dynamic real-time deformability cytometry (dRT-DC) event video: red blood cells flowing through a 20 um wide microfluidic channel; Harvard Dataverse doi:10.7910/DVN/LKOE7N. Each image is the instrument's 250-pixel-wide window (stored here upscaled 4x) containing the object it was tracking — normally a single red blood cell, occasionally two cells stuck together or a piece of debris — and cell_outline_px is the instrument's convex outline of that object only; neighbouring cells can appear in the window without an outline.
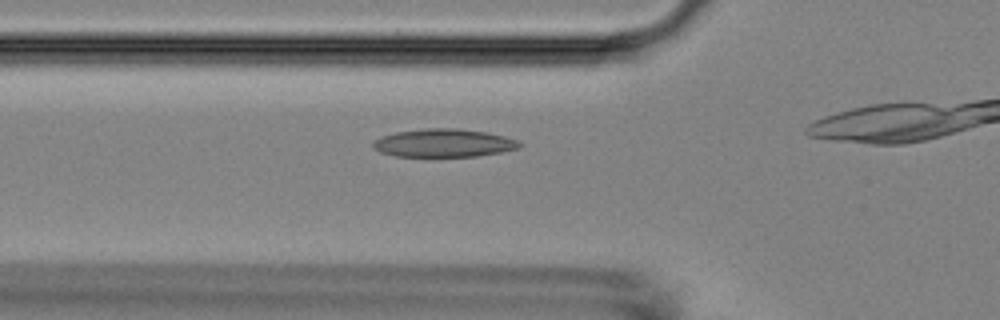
{"species": "Egyptian fruit bat (a non-hibernating species)", "species_latin": "Rousettus aegyptiacus", "temperature_condition": "room temperature", "stored_images_in_passage": 13, "camera_frame_rate_fps": 3000, "um_per_image_px": 0.085, "animal": {"sex": "female"}, "frame": {"image": 1, "passage_image": 8, "time_ms": 2.333, "image_size_px": [1000, 320], "cell_outline_px": [[524, 144], [520, 148], [500, 152], [476, 156], [396, 156], [380, 152], [372, 148], [372, 140], [380, 136], [396, 132], [424, 128], [456, 128], [488, 132], [504, 136], [516, 140]], "centroid_in_image_um": [37.69, 12.15], "position_along_channel_um": 88.1, "area_um2": 24.16}}